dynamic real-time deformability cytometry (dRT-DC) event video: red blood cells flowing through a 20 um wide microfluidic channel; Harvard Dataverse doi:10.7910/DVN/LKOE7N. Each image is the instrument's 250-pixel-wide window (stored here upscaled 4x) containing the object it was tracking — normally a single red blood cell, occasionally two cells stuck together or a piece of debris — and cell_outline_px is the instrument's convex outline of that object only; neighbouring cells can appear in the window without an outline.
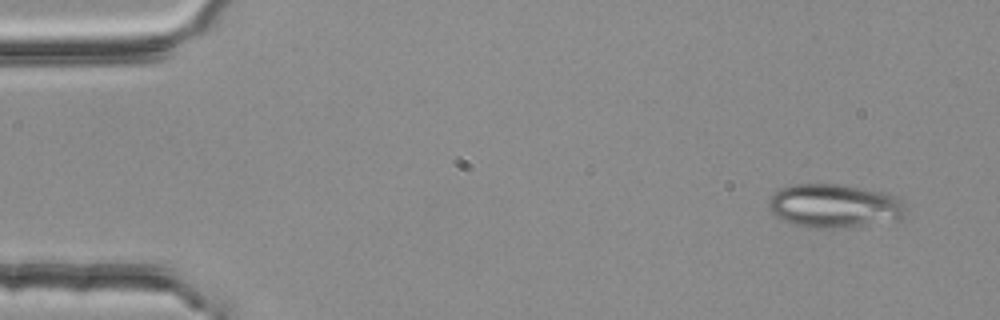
{"species": "common noctule bat (a hibernating species)", "species_latin": "Nyctalus noctula", "temperature_condition": "room temperature", "stored_images_in_passage": 4, "camera_frame_rate_fps": 3000, "um_per_image_px": 0.085, "animal": {"sex": "female", "body_mass_g": 25.1}, "frame": {"image": 1, "passage_image": 1, "time_ms": 0.0, "image_size_px": [1000, 320], "cell_outline_px": [[908, 212], [904, 220], [832, 228], [808, 228], [792, 224], [776, 216], [768, 208], [768, 200], [780, 188], [796, 184], [836, 184], [880, 192], [900, 196]], "centroid_in_image_um": [70.97, 17.51], "position_along_channel_um": 14.0, "area_um2": 35.03}}